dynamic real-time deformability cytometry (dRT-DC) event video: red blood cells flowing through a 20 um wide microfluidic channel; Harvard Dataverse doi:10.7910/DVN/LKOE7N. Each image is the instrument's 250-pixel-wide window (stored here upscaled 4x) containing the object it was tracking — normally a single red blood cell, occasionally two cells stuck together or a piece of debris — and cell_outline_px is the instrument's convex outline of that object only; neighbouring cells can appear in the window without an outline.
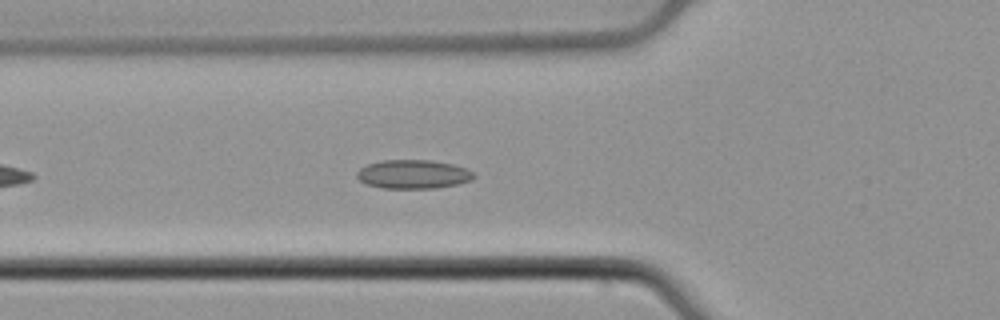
{"species": "common noctule bat (a hibernating species)", "species_latin": "Nyctalus noctula", "temperature_condition": "cold", "stored_images_in_passage": 42, "camera_frame_rate_fps": 3000, "um_per_image_px": 0.085, "animal": {"sex": "male", "body_mass_g": 21.5, "forearm_length_mm": 52.0}, "frame": {"image": 1, "passage_image": 7, "time_ms": 2.0, "image_size_px": [1000, 320], "cell_outline_px": [[476, 176], [472, 180], [456, 184], [436, 188], [380, 188], [364, 184], [356, 176], [356, 172], [360, 168], [368, 164], [380, 160], [432, 160], [452, 164], [464, 168], [472, 172]], "centroid_in_image_um": [35.08, 14.81], "position_along_channel_um": 90.7, "area_um2": 19.71}}
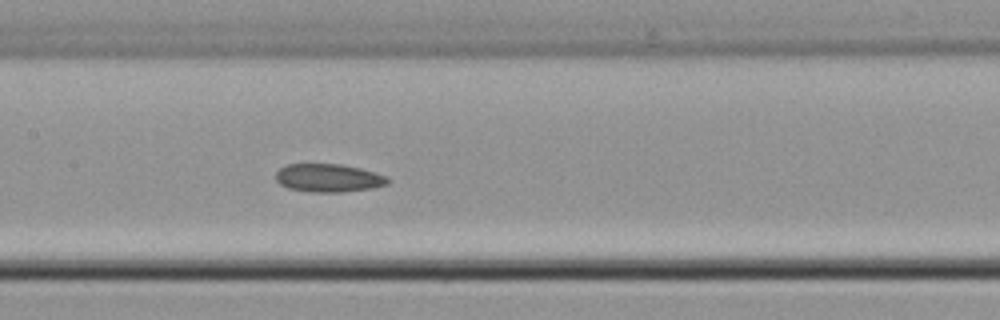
{"frame": {"image": 2, "passage_image": 14, "time_ms": 4.333, "image_size_px": [1000, 320], "cell_outline_px": [[388, 184], [372, 188], [340, 192], [308, 192], [288, 188], [280, 184], [276, 180], [276, 172], [280, 168], [288, 164], [340, 164], [360, 168], [384, 176], [388, 180]], "centroid_in_image_um": [27.87, 15.13], "position_along_channel_um": 179.5, "area_um2": 18.21}}
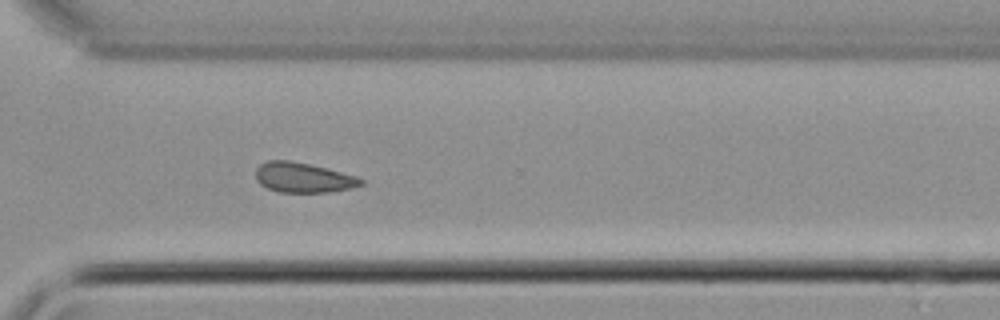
{"frame": {"image": 3, "passage_image": 27, "time_ms": 8.667, "image_size_px": [1000, 320], "cell_outline_px": [[364, 184], [352, 188], [328, 192], [280, 192], [268, 188], [260, 184], [256, 180], [256, 168], [260, 164], [268, 160], [288, 160], [308, 164], [356, 176], [364, 180]], "centroid_in_image_um": [25.76, 15.1], "position_along_channel_um": 344.8, "area_um2": 18.21}}